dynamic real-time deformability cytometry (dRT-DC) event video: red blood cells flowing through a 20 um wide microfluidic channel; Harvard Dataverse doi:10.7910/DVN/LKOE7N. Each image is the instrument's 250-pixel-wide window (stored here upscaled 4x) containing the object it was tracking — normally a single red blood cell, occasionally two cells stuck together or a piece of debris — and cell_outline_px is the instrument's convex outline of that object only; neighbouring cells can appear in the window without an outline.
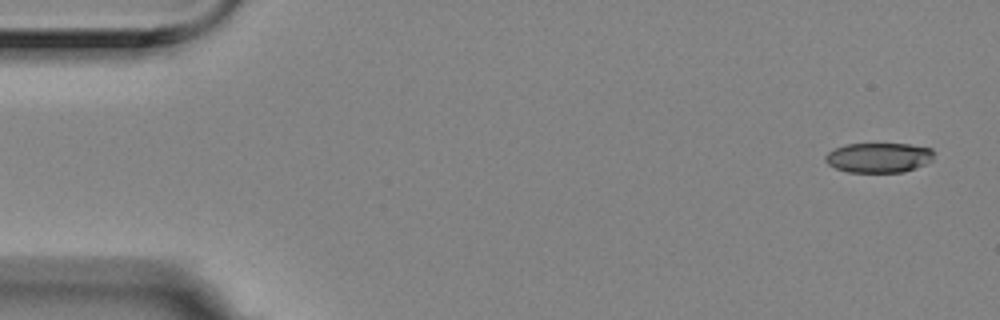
{"species": "Egyptian fruit bat (a non-hibernating species)", "species_latin": "Rousettus aegyptiacus", "temperature_condition": "room temperature", "stored_images_in_passage": 5, "camera_frame_rate_fps": 3000, "um_per_image_px": 0.085, "animal": {"sex": "female"}, "frame": {"image": 1, "passage_image": 1, "time_ms": 0.0, "image_size_px": [1000, 320], "cell_outline_px": [[932, 160], [916, 168], [904, 172], [848, 172], [836, 168], [828, 164], [824, 160], [824, 156], [828, 152], [844, 144], [908, 144], [932, 148]], "centroid_in_image_um": [74.67, 13.4], "position_along_channel_um": 10.3, "area_um2": 18.84}}